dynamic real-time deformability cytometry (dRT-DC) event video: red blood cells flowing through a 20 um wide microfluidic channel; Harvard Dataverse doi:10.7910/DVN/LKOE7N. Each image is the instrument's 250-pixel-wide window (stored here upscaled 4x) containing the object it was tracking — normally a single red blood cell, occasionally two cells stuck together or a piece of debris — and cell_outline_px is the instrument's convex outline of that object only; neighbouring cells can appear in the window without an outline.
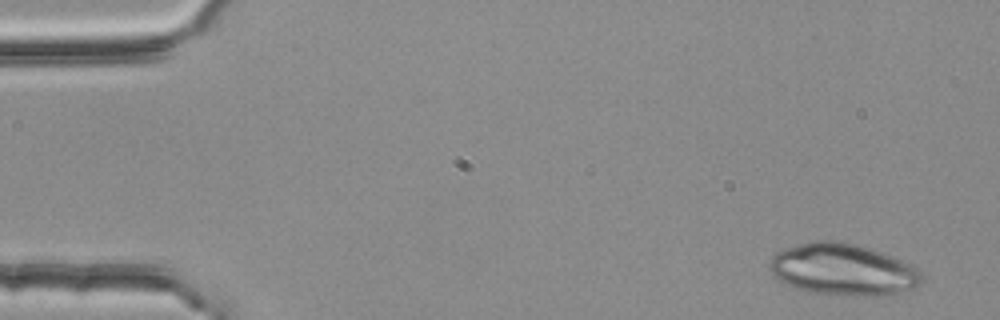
{"species": "common noctule bat (a hibernating species)", "species_latin": "Nyctalus noctula", "temperature_condition": "room temperature", "stored_images_in_passage": 4, "camera_frame_rate_fps": 3000, "um_per_image_px": 0.085, "animal": {"sex": "female", "body_mass_g": 25.1}, "frame": {"image": 1, "passage_image": 1, "time_ms": 0.0, "image_size_px": [1000, 320], "cell_outline_px": [[924, 280], [916, 288], [884, 296], [872, 296], [812, 292], [796, 288], [780, 280], [772, 272], [768, 264], [772, 256], [776, 252], [784, 248], [800, 244], [820, 240], [828, 240], [852, 244], [900, 260], [916, 268], [924, 276]], "centroid_in_image_um": [71.65, 22.93], "position_along_channel_um": 13.3, "area_um2": 44.91}}